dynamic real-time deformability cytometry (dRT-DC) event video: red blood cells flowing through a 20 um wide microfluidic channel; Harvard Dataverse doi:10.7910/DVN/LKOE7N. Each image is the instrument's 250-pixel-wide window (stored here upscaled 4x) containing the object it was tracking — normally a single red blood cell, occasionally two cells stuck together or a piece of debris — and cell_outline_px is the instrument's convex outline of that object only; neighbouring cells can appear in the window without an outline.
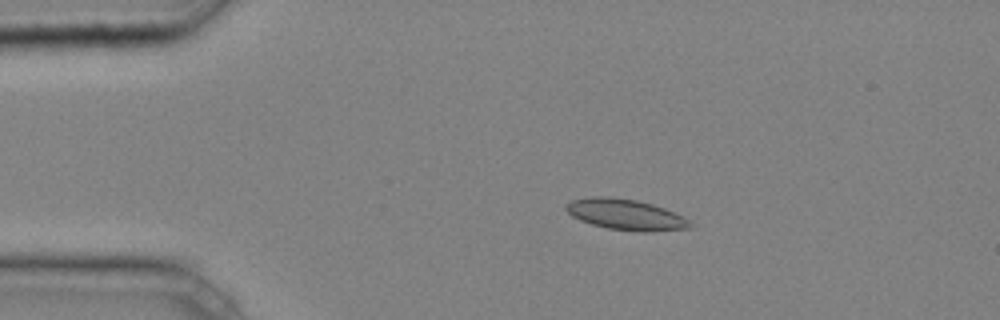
{"species": "common noctule bat (a hibernating species)", "species_latin": "Nyctalus noctula", "temperature_condition": "cold", "stored_images_in_passage": 45, "camera_frame_rate_fps": 3000, "um_per_image_px": 0.085, "animal": {"sex": "male", "body_mass_g": 20.4}, "frame": {"image": 1, "passage_image": 9, "time_ms": 2.667, "image_size_px": [1000, 320], "cell_outline_px": [[692, 228], [652, 232], [640, 232], [608, 228], [592, 224], [580, 220], [572, 216], [564, 208], [564, 204], [572, 200], [592, 196], [604, 196], [636, 200], [652, 204], [664, 208], [684, 216], [692, 224]], "centroid_in_image_um": [53.19, 18.24], "position_along_channel_um": 31.8, "area_um2": 22.37}}
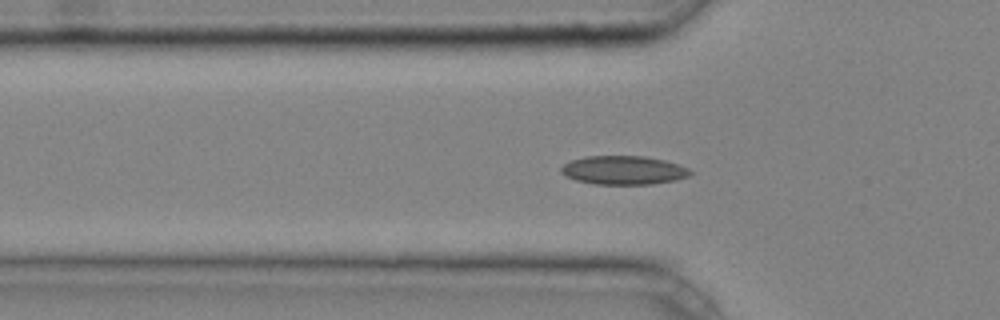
{"frame": {"image": 2, "passage_image": 15, "time_ms": 4.667, "image_size_px": [1000, 320], "cell_outline_px": [[692, 172], [688, 176], [676, 180], [652, 184], [596, 184], [576, 180], [560, 172], [560, 168], [564, 164], [572, 160], [584, 156], [644, 156], [664, 160], [688, 168]], "centroid_in_image_um": [52.99, 14.46], "position_along_channel_um": 72.8, "area_um2": 21.44}}
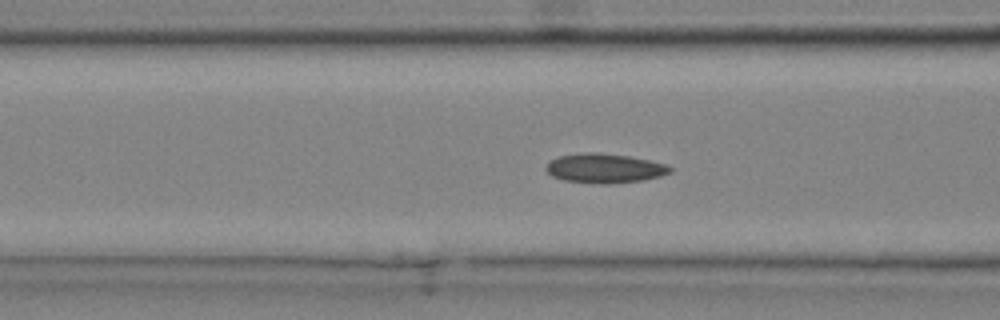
{"frame": {"image": 3, "passage_image": 18, "time_ms": 5.667, "image_size_px": [1000, 320], "cell_outline_px": [[672, 172], [660, 176], [644, 180], [608, 184], [600, 184], [564, 180], [552, 176], [544, 168], [552, 160], [560, 156], [584, 152], [600, 152], [628, 156], [648, 160], [664, 164], [672, 168]], "centroid_in_image_um": [51.39, 14.3], "position_along_channel_um": 115.2, "area_um2": 21.15}, "authors_computed_cell_mechanics": {"area_um2": 19.9988, "velocity_mm_per_s": 4.2326, "shape_relaxation_time_tau1_ms": null, "shape_relaxation_time_tau2_ms": 3.6956, "deformation_change_tau1": null, "deformation_change_tau2": 0.0971}}